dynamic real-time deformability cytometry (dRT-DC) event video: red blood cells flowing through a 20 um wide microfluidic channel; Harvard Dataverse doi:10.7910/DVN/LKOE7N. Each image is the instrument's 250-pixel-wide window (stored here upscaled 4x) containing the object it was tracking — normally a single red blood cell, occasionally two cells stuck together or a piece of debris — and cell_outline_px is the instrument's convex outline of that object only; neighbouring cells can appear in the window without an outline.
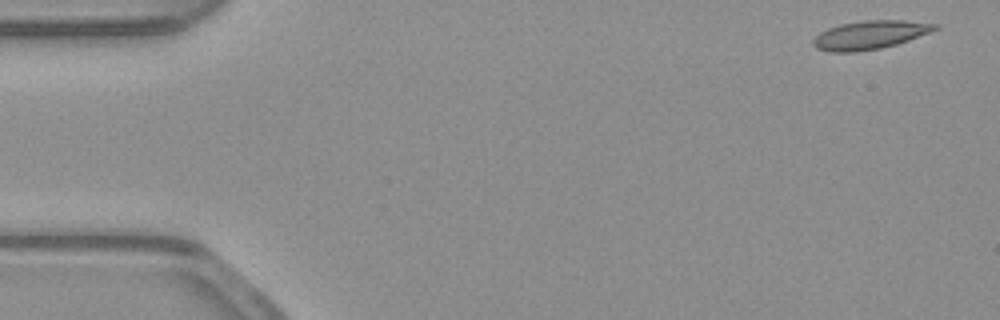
{"species": "common noctule bat (a hibernating species)", "species_latin": "Nyctalus noctula", "temperature_condition": "warm", "stored_images_in_passage": 51, "camera_frame_rate_fps": 3000, "um_per_image_px": 0.085, "animal": {"sex": "male", "body_mass_g": 23.1, "forearm_length_mm": 52.7}, "frame": {"image": 1, "passage_image": 1, "time_ms": 0.0, "image_size_px": [1000, 320], "cell_outline_px": [[940, 28], [932, 32], [896, 44], [880, 48], [856, 52], [828, 52], [816, 48], [812, 44], [812, 40], [820, 32], [828, 28], [840, 24], [864, 20], [904, 20], [940, 24]], "centroid_in_image_um": [73.96, 2.96], "position_along_channel_um": 11.0, "area_um2": 20.4}}
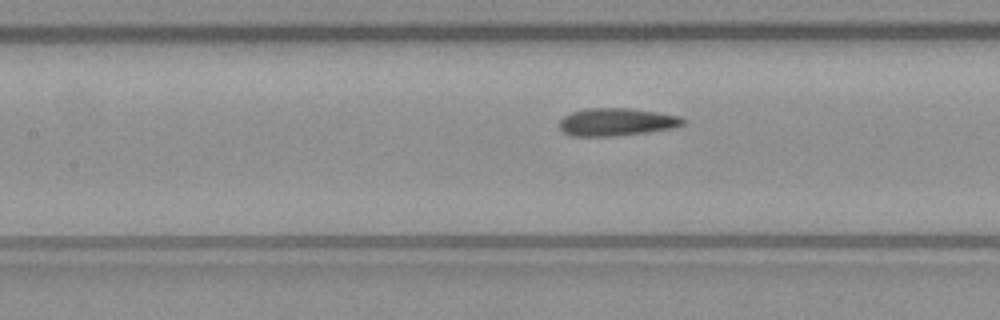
{"frame": {"image": 2, "passage_image": 22, "time_ms": 7.0, "image_size_px": [1000, 320], "cell_outline_px": [[688, 120], [684, 124], [676, 128], [648, 132], [616, 136], [572, 136], [564, 132], [560, 128], [560, 120], [564, 116], [572, 112], [584, 108], [628, 108], [656, 112], [680, 116]], "centroid_in_image_um": [52.45, 10.37], "position_along_channel_um": 155.0, "area_um2": 20.11}}
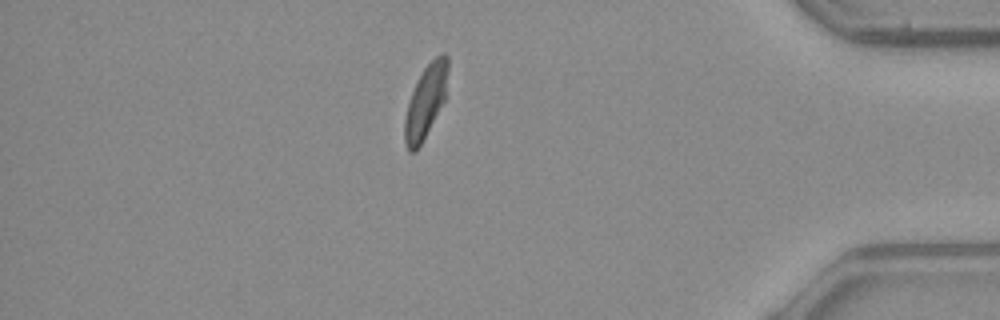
{"frame": {"image": 3, "passage_image": 44, "time_ms": 14.333, "image_size_px": [1000, 320], "cell_outline_px": [[448, 72], [444, 100], [416, 152], [408, 152], [404, 140], [404, 120], [408, 104], [412, 92], [424, 68], [436, 56], [444, 52], [448, 56]], "centroid_in_image_um": [36.17, 8.63], "position_along_channel_um": 399.0, "area_um2": 17.92}, "authors_computed_cell_mechanics": {"area_um2": 19.9988, "velocity_mm_per_s": 3.9, "shape_relaxation_time_tau1_ms": 5.8289, "shape_relaxation_time_tau2_ms": 1.0213, "deformation_change_tau1": 0.1746, "deformation_change_tau2": 0.084}}